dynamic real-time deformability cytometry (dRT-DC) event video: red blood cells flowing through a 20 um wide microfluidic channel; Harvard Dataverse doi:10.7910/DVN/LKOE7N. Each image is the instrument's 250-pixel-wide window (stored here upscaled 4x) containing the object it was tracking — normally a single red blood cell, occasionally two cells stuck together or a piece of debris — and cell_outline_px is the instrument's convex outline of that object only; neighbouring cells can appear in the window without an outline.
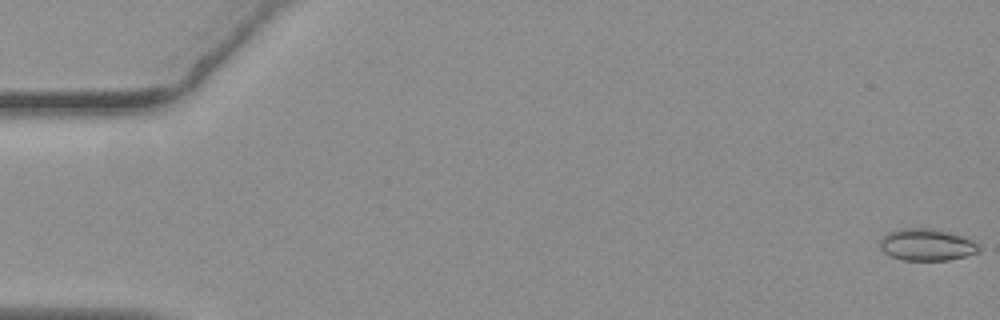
{"species": "common noctule bat (a hibernating species)", "species_latin": "Nyctalus noctula", "temperature_condition": "warm", "stored_images_in_passage": 19, "camera_frame_rate_fps": 3000, "um_per_image_px": 0.085, "animal": {"sex": "female", "body_mass_g": 19.3, "forearm_length_mm": 54.1}, "frame": {"image": 1, "passage_image": 1, "time_ms": 0.0, "image_size_px": [1000, 320], "cell_outline_px": [[980, 252], [948, 260], [900, 260], [884, 252], [880, 248], [880, 236], [888, 232], [900, 228], [932, 228], [952, 232], [972, 240], [980, 248]], "centroid_in_image_um": [78.74, 20.79], "position_along_channel_um": 6.3, "area_um2": 18.55}}
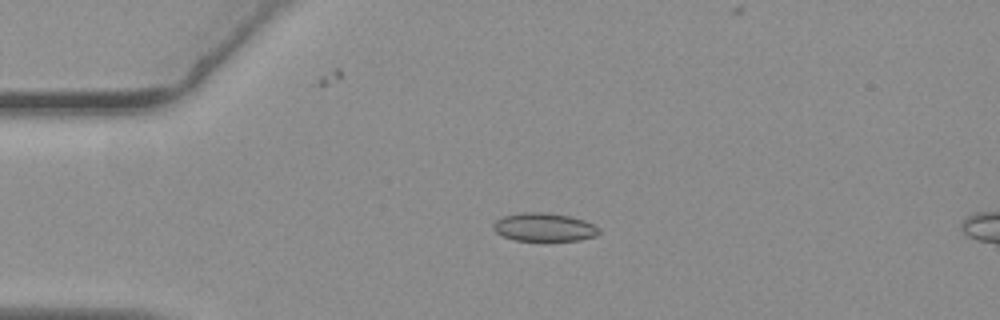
{"frame": {"image": 2, "passage_image": 14, "time_ms": 4.333, "image_size_px": [1000, 320], "cell_outline_px": [[600, 232], [596, 236], [580, 240], [516, 240], [504, 236], [496, 232], [492, 228], [492, 224], [500, 216], [524, 212], [544, 212], [568, 216], [584, 220], [600, 228]], "centroid_in_image_um": [46.23, 19.3], "position_along_channel_um": 38.8, "area_um2": 17.4}}